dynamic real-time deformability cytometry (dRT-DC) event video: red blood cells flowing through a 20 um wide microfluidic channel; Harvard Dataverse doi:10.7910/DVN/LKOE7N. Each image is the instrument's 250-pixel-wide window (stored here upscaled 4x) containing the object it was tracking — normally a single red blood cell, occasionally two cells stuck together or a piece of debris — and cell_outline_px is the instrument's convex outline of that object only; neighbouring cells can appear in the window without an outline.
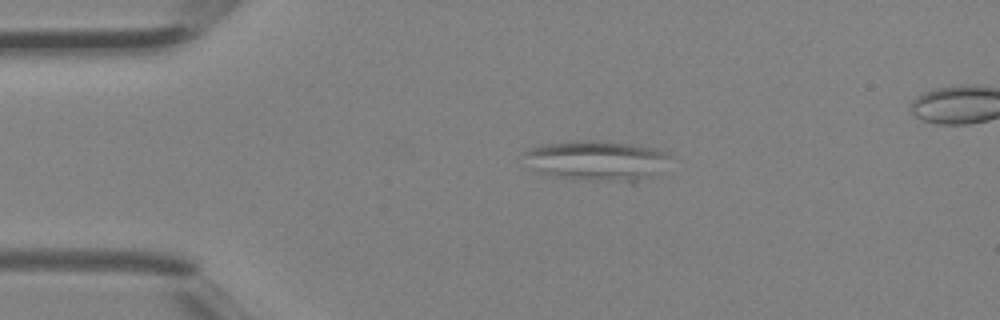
{"species": "Egyptian fruit bat (a non-hibernating species)", "species_latin": "Rousettus aegyptiacus", "temperature_condition": "room temperature", "stored_images_in_passage": 3, "camera_frame_rate_fps": 3000, "um_per_image_px": 0.085, "animal": {"sex": "female"}, "frame": {"image": 1, "passage_image": 1, "time_ms": 0.0, "image_size_px": [1000, 320], "cell_outline_px": [[672, 156], [648, 176], [636, 184], [632, 184], [552, 176], [540, 172], [532, 168], [524, 152], [528, 148], [544, 144], [568, 140], [596, 140], [632, 144], [656, 148], [668, 152]], "centroid_in_image_um": [50.72, 13.64], "position_along_channel_um": 34.3, "area_um2": 34.04}}